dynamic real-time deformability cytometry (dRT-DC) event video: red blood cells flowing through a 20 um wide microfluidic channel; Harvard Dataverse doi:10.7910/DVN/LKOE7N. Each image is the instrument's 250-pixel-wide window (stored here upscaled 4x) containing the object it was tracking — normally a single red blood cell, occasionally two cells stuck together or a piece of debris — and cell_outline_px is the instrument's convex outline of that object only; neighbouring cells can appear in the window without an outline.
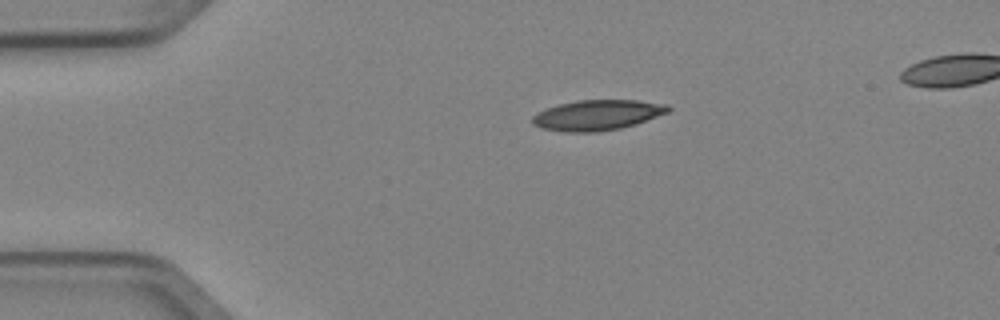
{"species": "Egyptian fruit bat (a non-hibernating species)", "species_latin": "Rousettus aegyptiacus", "temperature_condition": "cold", "stored_images_in_passage": 3, "segment_of_instrument_passage": [1, 2], "camera_frame_rate_fps": 3000, "um_per_image_px": 0.085, "animal": {"sex": "female"}, "frame": {"image": 1, "passage_image": 1, "time_ms": 0.0, "image_size_px": [1000, 320], "cell_outline_px": [[672, 108], [668, 112], [636, 124], [620, 128], [596, 132], [564, 132], [540, 128], [532, 124], [532, 116], [548, 108], [560, 104], [576, 100], [636, 100], [668, 104]], "centroid_in_image_um": [50.78, 9.78], "position_along_channel_um": 34.2, "area_um2": 23.99}}